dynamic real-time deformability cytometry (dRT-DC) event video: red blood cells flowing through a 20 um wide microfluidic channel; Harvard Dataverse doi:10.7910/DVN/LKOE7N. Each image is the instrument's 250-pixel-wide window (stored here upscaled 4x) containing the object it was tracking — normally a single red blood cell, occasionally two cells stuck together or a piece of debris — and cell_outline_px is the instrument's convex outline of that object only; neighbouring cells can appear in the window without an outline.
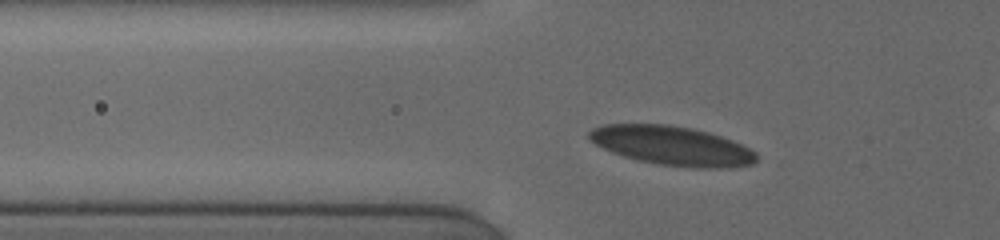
{"species": "human", "species_latin": "Homo sapiens", "temperature_condition": "cold", "stored_images_in_passage": 8, "camera_frame_rate_fps": 3000, "um_per_image_px": 0.085, "donor": {"sex": "female"}, "frame": {"image": 1, "passage_image": 5, "time_ms": 2.333, "image_size_px": [1000, 240], "cell_outline_px": [[756, 160], [752, 164], [724, 168], [696, 168], [656, 164], [624, 156], [612, 152], [588, 140], [588, 132], [592, 128], [604, 124], [668, 124], [692, 128], [708, 132], [732, 140], [756, 152]], "centroid_in_image_um": [57.1, 12.38], "position_along_channel_um": 68.7, "area_um2": 38.09}}
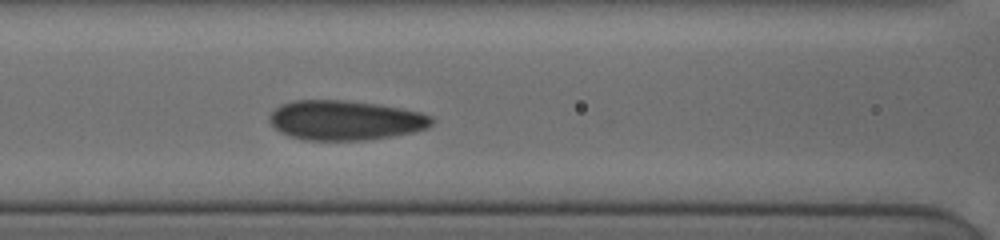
{"frame": {"image": 2, "passage_image": 8, "time_ms": 4.333, "image_size_px": [1000, 240], "cell_outline_px": [[432, 124], [428, 128], [412, 132], [392, 136], [364, 140], [304, 140], [288, 136], [280, 132], [268, 120], [268, 116], [280, 104], [296, 100], [344, 100], [376, 104], [400, 108], [420, 112], [432, 116]], "centroid_in_image_um": [29.32, 10.22], "position_along_channel_um": 137.3, "area_um2": 37.51}}